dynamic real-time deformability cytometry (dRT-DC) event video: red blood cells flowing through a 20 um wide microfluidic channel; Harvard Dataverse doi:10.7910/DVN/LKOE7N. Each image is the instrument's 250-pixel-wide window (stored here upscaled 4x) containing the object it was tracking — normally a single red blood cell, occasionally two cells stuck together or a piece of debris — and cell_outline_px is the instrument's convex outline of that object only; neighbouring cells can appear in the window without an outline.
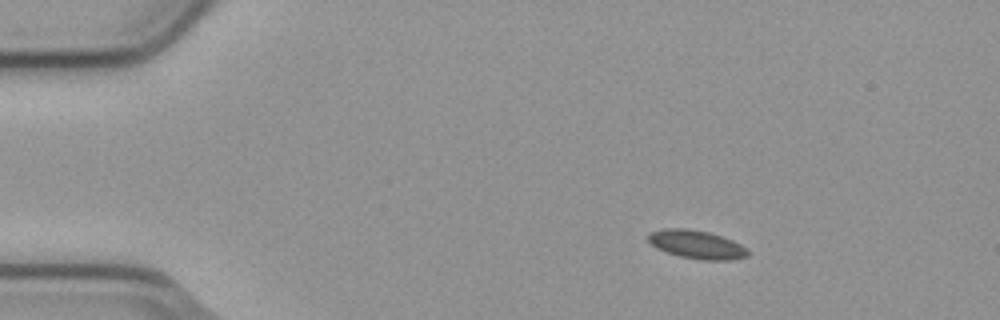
{"species": "common noctule bat (a hibernating species)", "species_latin": "Nyctalus noctula", "temperature_condition": "cold", "stored_images_in_passage": 5, "camera_frame_rate_fps": 3000, "um_per_image_px": 0.085, "animal": {"sex": "male", "body_mass_g": 23.1, "forearm_length_mm": 52.7}, "frame": {"image": 1, "passage_image": 2, "time_ms": 0.333, "image_size_px": [1000, 320], "cell_outline_px": [[748, 256], [732, 260], [704, 260], [680, 256], [656, 248], [648, 240], [648, 232], [664, 228], [684, 228], [708, 232], [732, 240], [740, 244], [748, 252]], "centroid_in_image_um": [59.19, 20.78], "position_along_channel_um": 25.8, "area_um2": 16.3}}
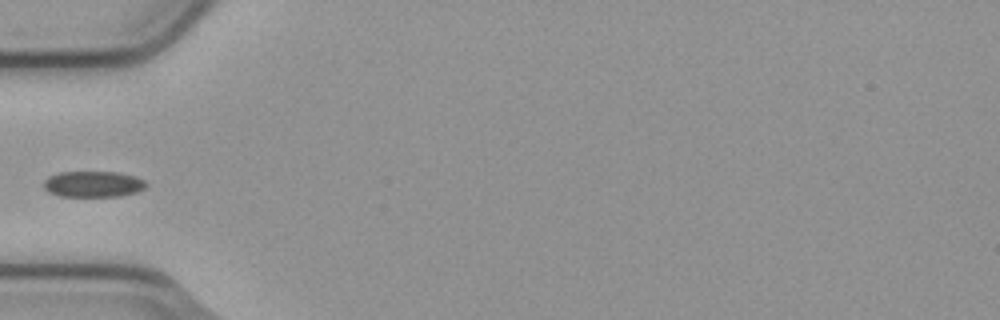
{"frame": {"image": 2, "passage_image": 5, "time_ms": 1.333, "image_size_px": [1000, 320], "cell_outline_px": [[148, 184], [144, 188], [136, 192], [120, 196], [60, 196], [48, 192], [44, 188], [44, 180], [48, 176], [60, 172], [120, 172], [136, 176], [144, 180]], "centroid_in_image_um": [7.92, 15.64], "position_along_channel_um": 77.1, "area_um2": 15.61}}